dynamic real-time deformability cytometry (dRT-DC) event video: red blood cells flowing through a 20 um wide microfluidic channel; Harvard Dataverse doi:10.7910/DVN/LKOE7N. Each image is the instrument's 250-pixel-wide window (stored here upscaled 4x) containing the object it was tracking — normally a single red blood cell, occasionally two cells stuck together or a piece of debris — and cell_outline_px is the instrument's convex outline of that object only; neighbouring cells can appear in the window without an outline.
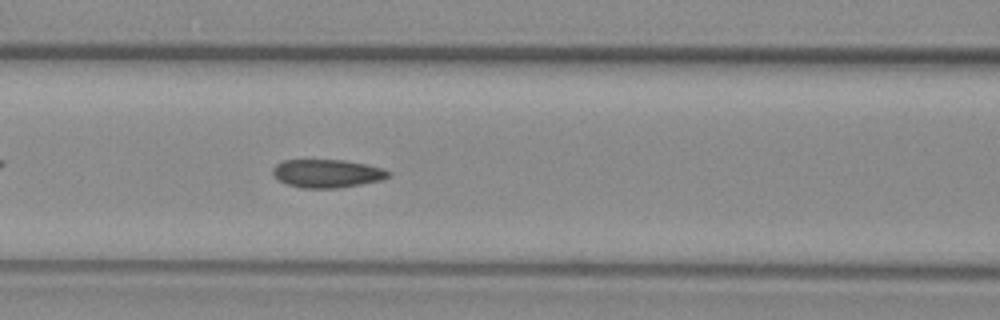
{"species": "common noctule bat (a hibernating species)", "species_latin": "Nyctalus noctula", "temperature_condition": "warm", "stored_images_in_passage": 54, "camera_frame_rate_fps": 3000, "um_per_image_px": 0.085, "animal": {"sex": "female", "body_mass_g": 29.2, "forearm_length_mm": 56.3}, "frame": {"image": 1, "passage_image": 22, "time_ms": 7.0, "image_size_px": [1000, 320], "cell_outline_px": [[392, 172], [388, 176], [380, 180], [360, 184], [336, 188], [300, 188], [288, 184], [272, 176], [272, 168], [276, 164], [284, 160], [344, 160], [384, 168]], "centroid_in_image_um": [27.77, 14.74], "position_along_channel_um": 138.8, "area_um2": 18.96}}
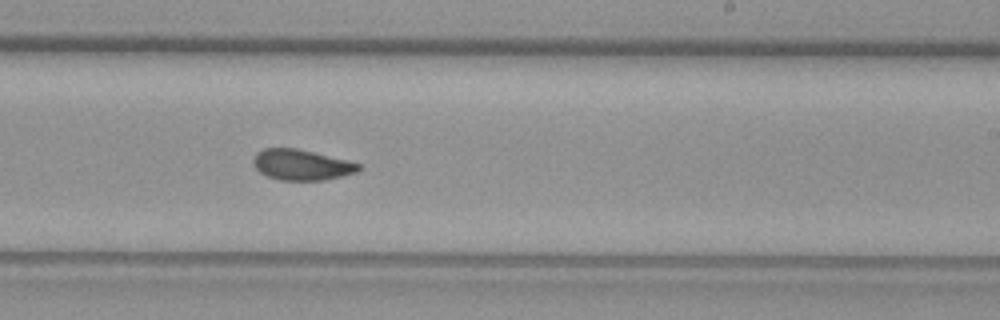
{"frame": {"image": 2, "passage_image": 32, "time_ms": 10.333, "image_size_px": [1000, 320], "cell_outline_px": [[360, 168], [356, 172], [324, 180], [280, 180], [268, 176], [260, 172], [252, 164], [252, 160], [256, 152], [264, 148], [296, 148], [360, 164]], "centroid_in_image_um": [25.55, 14.01], "position_along_channel_um": 263.4, "area_um2": 18.5}}
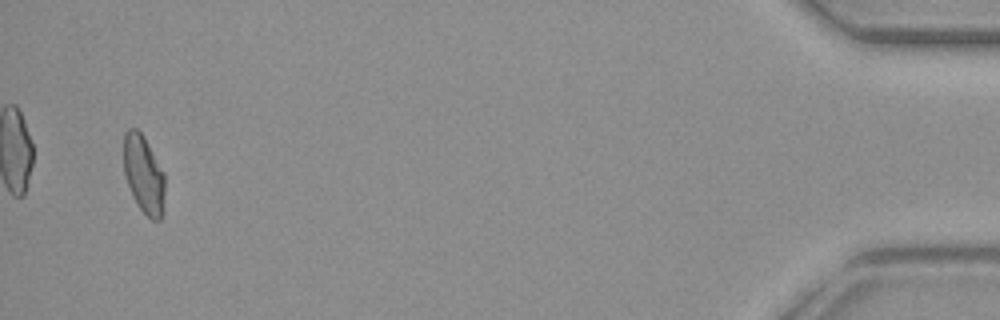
{"frame": {"image": 3, "passage_image": 52, "time_ms": 17.0, "image_size_px": [1000, 320], "cell_outline_px": [[164, 192], [160, 220], [152, 220], [136, 204], [132, 196], [124, 176], [124, 132], [128, 128], [136, 128], [144, 136], [164, 172]], "centroid_in_image_um": [12.19, 14.79], "position_along_channel_um": 423.0, "area_um2": 18.67}, "authors_computed_cell_mechanics": {"area_um2": 19.1896, "velocity_mm_per_s": 3.7622, "shape_relaxation_time_tau1_ms": null, "shape_relaxation_time_tau2_ms": 1.2027, "deformation_change_tau1": null, "deformation_change_tau2": 0.0472}}